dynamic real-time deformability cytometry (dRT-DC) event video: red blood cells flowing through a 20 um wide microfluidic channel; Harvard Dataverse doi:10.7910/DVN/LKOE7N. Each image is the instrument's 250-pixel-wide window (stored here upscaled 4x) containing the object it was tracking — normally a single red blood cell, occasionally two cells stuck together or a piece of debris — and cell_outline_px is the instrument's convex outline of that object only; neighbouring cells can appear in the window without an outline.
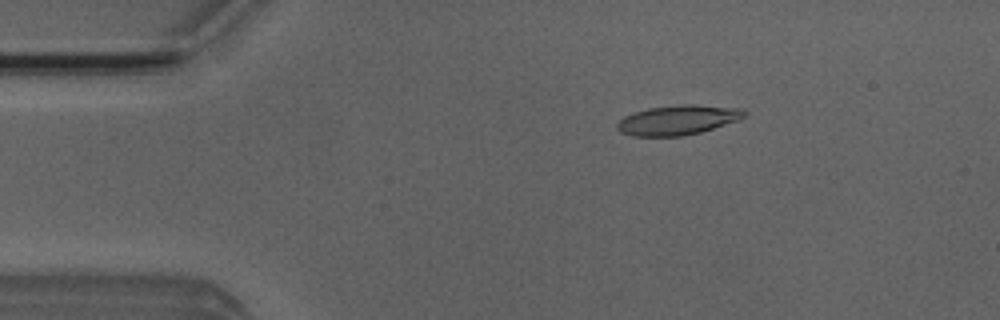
{"species": "Egyptian fruit bat (a non-hibernating species)", "species_latin": "Rousettus aegyptiacus", "temperature_condition": "room temperature", "stored_images_in_passage": 2, "camera_frame_rate_fps": 3000, "um_per_image_px": 0.085, "animal": {"sex": "male"}, "frame": {"image": 1, "passage_image": 1, "time_ms": 0.0, "image_size_px": [1000, 320], "cell_outline_px": [[748, 112], [740, 120], [700, 132], [684, 136], [632, 136], [620, 132], [616, 128], [616, 124], [624, 116], [632, 112], [648, 108], [680, 104], [696, 104], [744, 108]], "centroid_in_image_um": [57.63, 10.19], "position_along_channel_um": 27.4, "area_um2": 22.37}}